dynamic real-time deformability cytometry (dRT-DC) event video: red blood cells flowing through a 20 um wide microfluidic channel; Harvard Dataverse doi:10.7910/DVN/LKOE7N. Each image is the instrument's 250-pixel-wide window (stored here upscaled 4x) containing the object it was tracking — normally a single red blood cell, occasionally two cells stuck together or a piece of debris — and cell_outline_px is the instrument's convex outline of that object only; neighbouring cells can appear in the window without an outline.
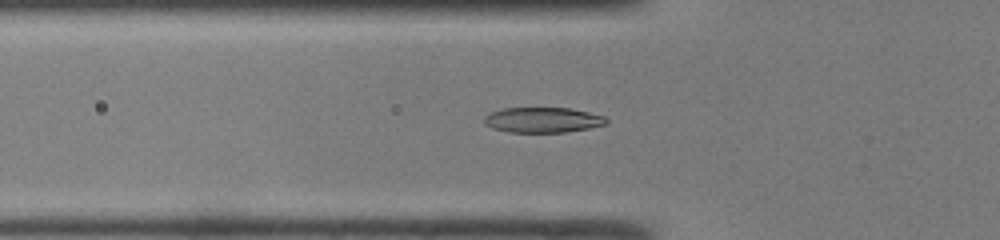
{"species": "common noctule bat (a hibernating species)", "species_latin": "Nyctalus noctula", "temperature_condition": "room temperature", "stored_images_in_passage": 38, "camera_frame_rate_fps": 3000, "um_per_image_px": 0.085, "animal": {"sex": "male", "body_mass_g": 19.0, "forearm_length_mm": 50.8}, "frame": {"image": 1, "passage_image": 10, "time_ms": 3.0, "image_size_px": [1000, 240], "cell_outline_px": [[608, 124], [588, 128], [564, 132], [508, 132], [492, 128], [484, 124], [484, 116], [492, 112], [504, 108], [568, 108], [588, 112], [604, 116], [608, 120]], "centroid_in_image_um": [46.12, 10.2], "position_along_channel_um": 79.7, "area_um2": 17.92}}
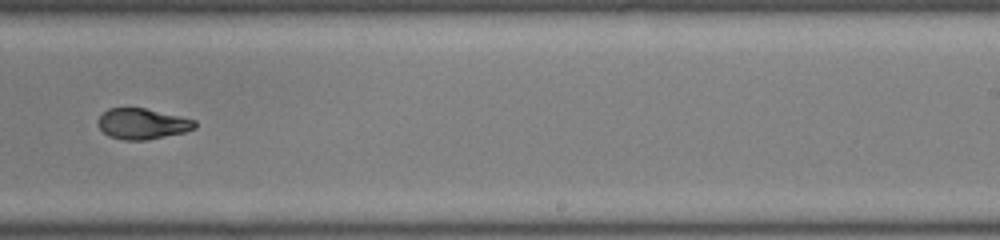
{"frame": {"image": 2, "passage_image": 24, "time_ms": 7.667, "image_size_px": [1000, 240], "cell_outline_px": [[196, 128], [184, 132], [148, 140], [124, 140], [108, 136], [96, 124], [96, 120], [108, 108], [144, 108], [180, 116], [196, 120]], "centroid_in_image_um": [12.08, 10.53], "position_along_channel_um": 276.9, "area_um2": 17.4}}
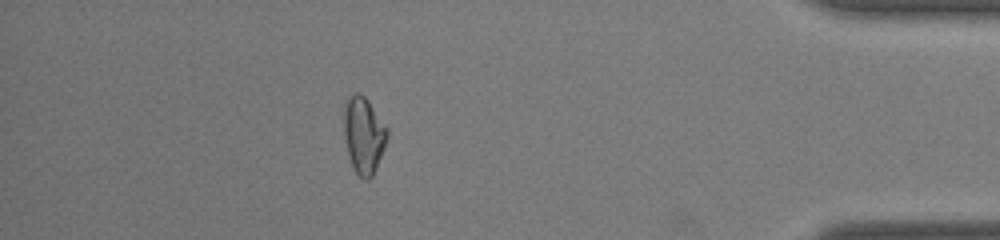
{"frame": {"image": 3, "passage_image": 36, "time_ms": 11.667, "image_size_px": [1000, 240], "cell_outline_px": [[388, 136], [384, 148], [376, 168], [372, 176], [368, 180], [364, 180], [356, 172], [352, 164], [348, 152], [344, 132], [344, 108], [348, 96], [352, 92], [360, 92], [368, 100], [388, 128]], "centroid_in_image_um": [30.92, 11.44], "position_along_channel_um": 404.3, "area_um2": 19.25}}